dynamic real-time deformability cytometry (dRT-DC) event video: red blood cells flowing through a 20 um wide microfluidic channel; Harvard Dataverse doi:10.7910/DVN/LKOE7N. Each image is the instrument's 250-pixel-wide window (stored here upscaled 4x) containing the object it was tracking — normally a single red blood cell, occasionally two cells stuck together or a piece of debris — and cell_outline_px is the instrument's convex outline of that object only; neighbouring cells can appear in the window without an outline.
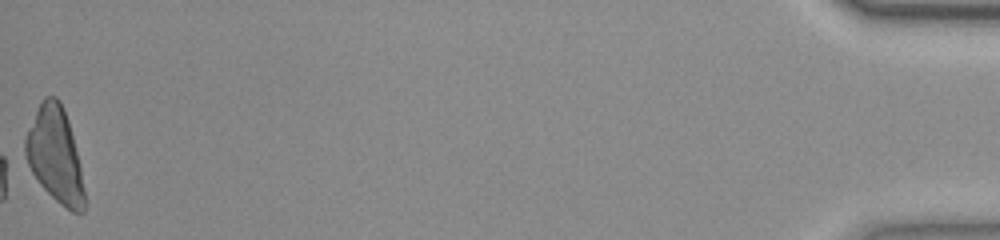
{"species": "common noctule bat (a hibernating species)", "species_latin": "Nyctalus noctula", "temperature_condition": "room temperature", "stored_images_in_passage": 41, "camera_frame_rate_fps": 3000, "um_per_image_px": 0.085, "animal": {"sex": "female", "body_mass_g": 23.0, "forearm_length_mm": 53.4}, "frame": {"image": 1, "passage_image": 41, "time_ms": 13.333, "image_size_px": [1000, 240], "cell_outline_px": [[84, 212], [72, 212], [60, 204], [40, 184], [32, 172], [28, 164], [24, 152], [24, 140], [36, 112], [44, 96], [56, 96], [60, 100], [68, 120], [80, 168], [84, 192]], "centroid_in_image_um": [4.67, 13.17], "position_along_channel_um": 430.5, "area_um2": 32.02}, "authors_computed_cell_mechanics": {"area_um2": 17.3978, "velocity_mm_per_s": 3.7597, "shape_relaxation_time_tau1_ms": 7.129, "shape_relaxation_time_tau2_ms": 1.643, "deformation_change_tau1": 0.1596, "deformation_change_tau2": 0.0667}}